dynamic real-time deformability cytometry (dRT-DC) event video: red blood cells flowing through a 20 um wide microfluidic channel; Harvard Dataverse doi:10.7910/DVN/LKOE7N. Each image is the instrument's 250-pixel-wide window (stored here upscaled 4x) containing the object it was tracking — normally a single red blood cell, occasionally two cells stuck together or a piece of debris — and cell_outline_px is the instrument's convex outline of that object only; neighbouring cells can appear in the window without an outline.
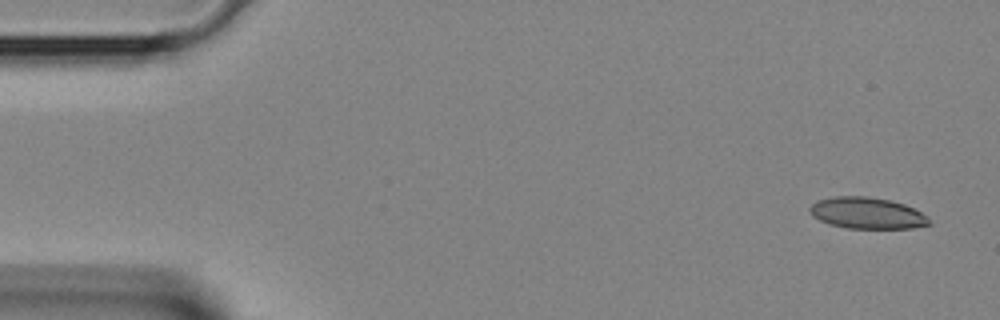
{"species": "Egyptian fruit bat (a non-hibernating species)", "species_latin": "Rousettus aegyptiacus", "temperature_condition": "room temperature", "stored_images_in_passage": 3, "camera_frame_rate_fps": 3000, "um_per_image_px": 0.085, "animal": {"sex": "female"}, "frame": {"image": 1, "passage_image": 1, "time_ms": 0.0, "image_size_px": [1000, 320], "cell_outline_px": [[932, 224], [912, 228], [848, 228], [828, 224], [812, 216], [808, 212], [808, 208], [816, 200], [836, 196], [868, 196], [892, 200], [904, 204], [920, 212]], "centroid_in_image_um": [73.64, 18.1], "position_along_channel_um": 11.4, "area_um2": 21.85}}
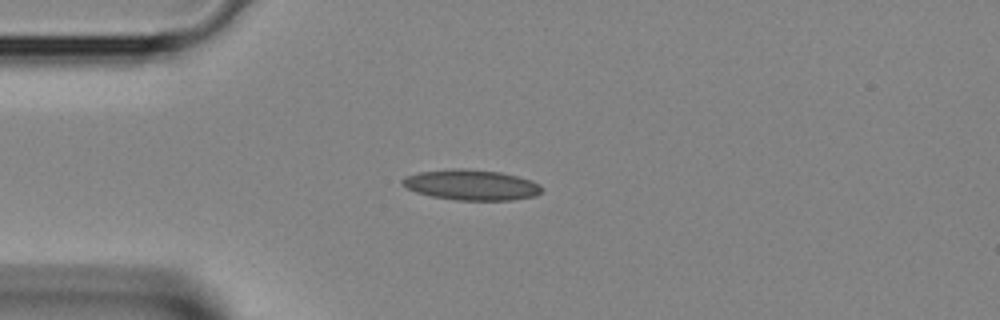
{"frame": {"image": 2, "passage_image": 3, "time_ms": 0.667, "image_size_px": [1000, 320], "cell_outline_px": [[544, 188], [536, 196], [512, 200], [456, 200], [432, 196], [416, 192], [408, 188], [400, 180], [404, 176], [420, 172], [452, 168], [464, 168], [500, 172], [532, 180], [540, 184]], "centroid_in_image_um": [40.09, 15.71], "position_along_channel_um": 44.9, "area_um2": 24.8}}